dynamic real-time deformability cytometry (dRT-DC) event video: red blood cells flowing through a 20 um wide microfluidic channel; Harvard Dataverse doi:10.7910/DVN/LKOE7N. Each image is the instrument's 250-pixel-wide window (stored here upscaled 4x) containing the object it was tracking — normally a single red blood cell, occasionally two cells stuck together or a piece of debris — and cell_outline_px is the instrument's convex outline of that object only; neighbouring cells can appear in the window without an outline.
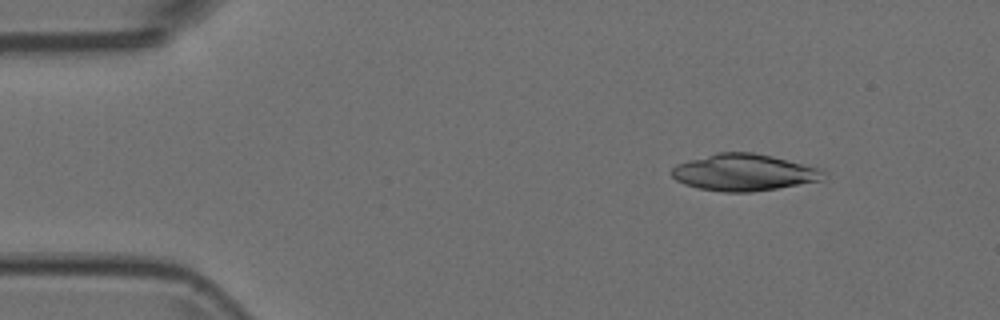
{"species": "Egyptian fruit bat (a non-hibernating species)", "species_latin": "Rousettus aegyptiacus", "temperature_condition": "room temperature", "stored_images_in_passage": 4, "camera_frame_rate_fps": 3000, "um_per_image_px": 0.085, "animal": {"sex": "female"}, "frame": {"image": 1, "passage_image": 1, "time_ms": 0.0, "image_size_px": [1000, 320], "cell_outline_px": [[824, 172], [820, 180], [776, 188], [752, 192], [724, 192], [700, 188], [684, 184], [676, 180], [672, 176], [672, 168], [676, 164], [688, 160], [716, 152], [752, 152], [772, 156], [820, 168]], "centroid_in_image_um": [63.18, 14.64], "position_along_channel_um": 21.8, "area_um2": 32.19}}